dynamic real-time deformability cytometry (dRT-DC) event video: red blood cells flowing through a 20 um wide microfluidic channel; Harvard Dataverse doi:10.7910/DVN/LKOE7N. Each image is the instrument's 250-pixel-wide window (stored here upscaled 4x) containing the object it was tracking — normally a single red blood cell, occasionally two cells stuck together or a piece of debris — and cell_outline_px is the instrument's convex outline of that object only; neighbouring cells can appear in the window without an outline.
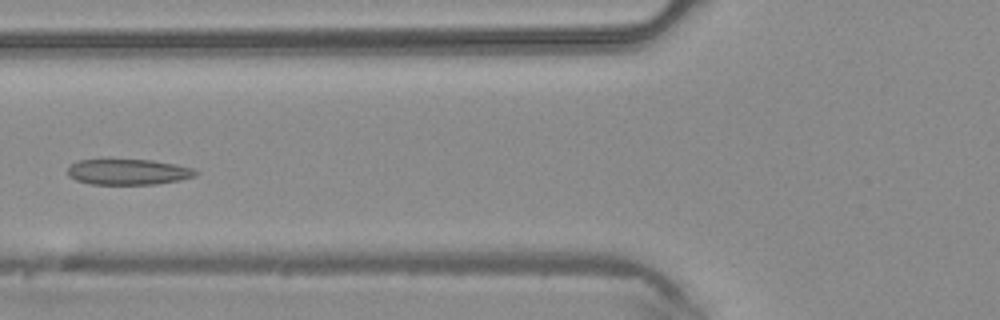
{"species": "common noctule bat (a hibernating species)", "species_latin": "Nyctalus noctula", "temperature_condition": "warm", "stored_images_in_passage": 45, "camera_frame_rate_fps": 3000, "um_per_image_px": 0.085, "animal": {"sex": "male", "body_mass_g": 20.4}, "frame": {"image": 1, "passage_image": 17, "time_ms": 5.333, "image_size_px": [1000, 320], "cell_outline_px": [[200, 172], [196, 176], [180, 180], [156, 184], [88, 184], [76, 180], [68, 176], [68, 168], [72, 164], [80, 160], [152, 160], [176, 164], [192, 168]], "centroid_in_image_um": [10.93, 14.62], "position_along_channel_um": 114.9, "area_um2": 19.13}}
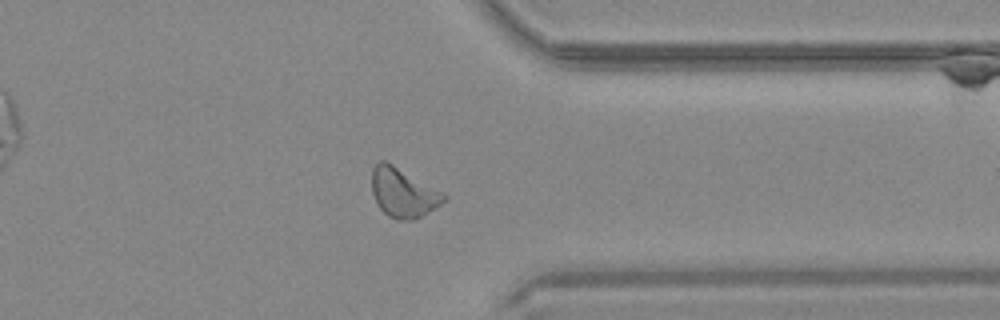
{"frame": {"image": 2, "passage_image": 35, "time_ms": 11.333, "image_size_px": [1000, 320], "cell_outline_px": [[448, 196], [440, 204], [428, 212], [412, 220], [396, 220], [388, 216], [380, 208], [372, 192], [372, 168], [380, 160], [384, 160], [392, 164], [444, 192]], "centroid_in_image_um": [34.26, 16.37], "position_along_channel_um": 377.1, "area_um2": 20.46}}
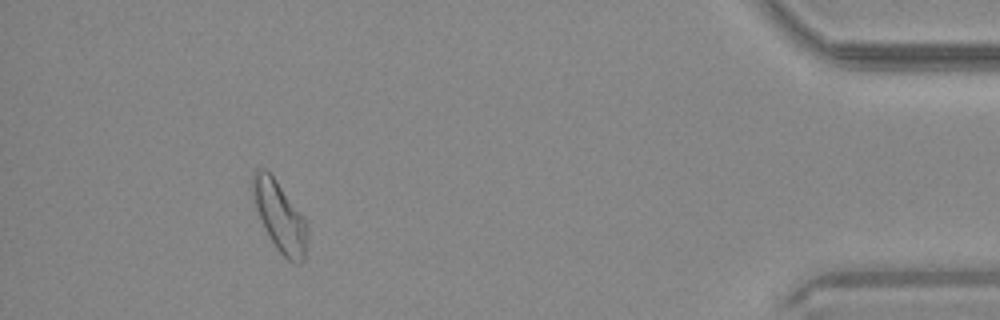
{"frame": {"image": 3, "passage_image": 41, "time_ms": 13.333, "image_size_px": [1000, 320], "cell_outline_px": [[308, 232], [304, 260], [300, 264], [292, 264], [276, 248], [256, 208], [252, 192], [252, 176], [256, 168], [264, 168], [276, 180], [304, 220], [308, 228]], "centroid_in_image_um": [23.78, 18.43], "position_along_channel_um": 411.4, "area_um2": 21.56}}